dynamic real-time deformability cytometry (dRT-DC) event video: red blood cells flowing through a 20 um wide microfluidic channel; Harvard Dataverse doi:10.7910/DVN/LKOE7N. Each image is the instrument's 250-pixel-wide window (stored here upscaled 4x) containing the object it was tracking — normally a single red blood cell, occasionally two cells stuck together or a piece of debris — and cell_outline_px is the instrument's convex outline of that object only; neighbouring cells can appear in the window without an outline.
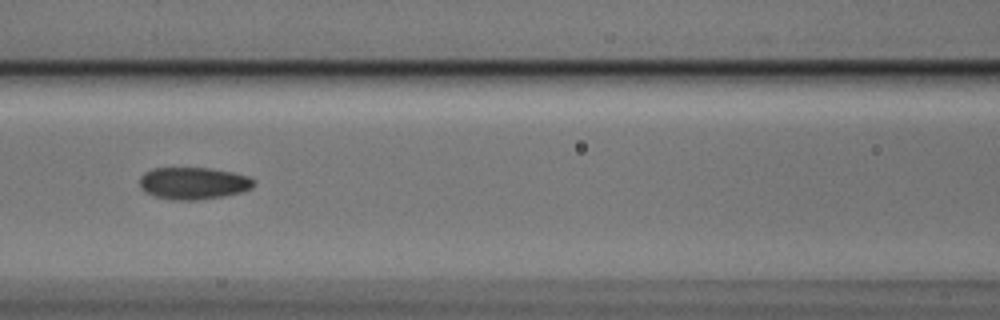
{"species": "Egyptian fruit bat (a non-hibernating species)", "species_latin": "Rousettus aegyptiacus", "temperature_condition": "cold", "stored_images_in_passage": 6, "camera_frame_rate_fps": 3000, "um_per_image_px": 0.085, "animal": {"sex": "male"}, "frame": {"image": 1, "passage_image": 6, "time_ms": 1.667, "image_size_px": [1000, 320], "cell_outline_px": [[256, 184], [252, 188], [244, 192], [224, 196], [196, 200], [172, 200], [156, 196], [144, 192], [140, 188], [140, 176], [144, 172], [152, 168], [208, 168], [232, 172], [248, 176], [256, 180]], "centroid_in_image_um": [16.46, 15.58], "position_along_channel_um": 150.1, "area_um2": 21.62}}